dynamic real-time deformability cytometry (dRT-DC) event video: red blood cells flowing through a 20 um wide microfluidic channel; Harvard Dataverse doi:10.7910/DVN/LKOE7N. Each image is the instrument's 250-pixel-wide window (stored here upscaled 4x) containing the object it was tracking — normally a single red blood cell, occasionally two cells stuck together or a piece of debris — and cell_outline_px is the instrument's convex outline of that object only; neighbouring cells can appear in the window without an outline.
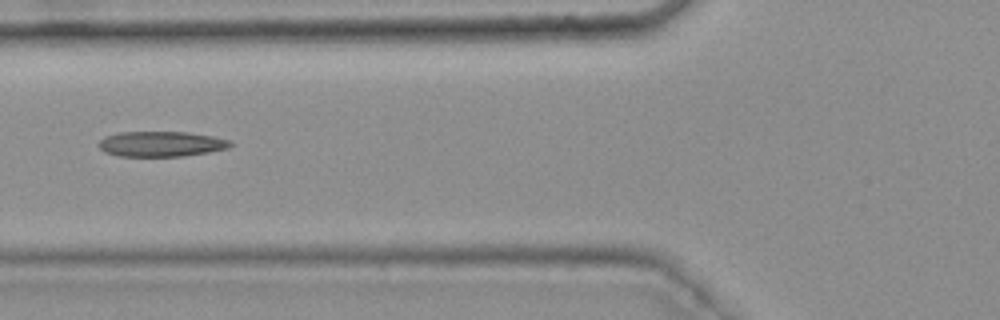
{"species": "common noctule bat (a hibernating species)", "species_latin": "Nyctalus noctula", "temperature_condition": "warm", "stored_images_in_passage": 48, "camera_frame_rate_fps": 3000, "um_per_image_px": 0.085, "animal": {"sex": "female", "body_mass_g": 25.1}, "frame": {"image": 1, "passage_image": 21, "time_ms": 6.667, "image_size_px": [1000, 320], "cell_outline_px": [[232, 144], [228, 148], [208, 152], [184, 156], [116, 156], [104, 152], [100, 148], [100, 140], [104, 136], [120, 132], [188, 132], [212, 136], [232, 140]], "centroid_in_image_um": [13.7, 12.23], "position_along_channel_um": 112.1, "area_um2": 19.42}, "authors_computed_cell_mechanics": {"area_um2": 19.5075, "velocity_mm_per_s": 3.763, "shape_relaxation_time_tau1_ms": null, "shape_relaxation_time_tau2_ms": 5.8905, "deformation_change_tau1": null, "deformation_change_tau2": 0.1799}}